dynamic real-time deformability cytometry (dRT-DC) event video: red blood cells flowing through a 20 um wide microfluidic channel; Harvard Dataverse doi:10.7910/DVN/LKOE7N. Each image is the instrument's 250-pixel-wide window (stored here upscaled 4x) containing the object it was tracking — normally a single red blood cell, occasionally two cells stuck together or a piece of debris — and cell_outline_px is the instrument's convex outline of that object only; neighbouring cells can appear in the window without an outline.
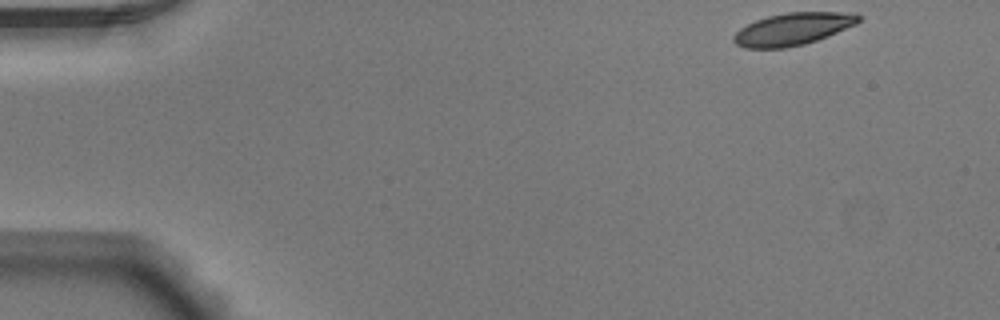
{"species": "Egyptian fruit bat (a non-hibernating species)", "species_latin": "Rousettus aegyptiacus", "temperature_condition": "warm", "stored_images_in_passage": 48, "camera_frame_rate_fps": 3000, "um_per_image_px": 0.085, "animal": {"sex": "male"}, "frame": {"image": 1, "passage_image": 1, "time_ms": 0.0, "image_size_px": [1000, 320], "cell_outline_px": [[864, 16], [856, 24], [828, 36], [804, 44], [788, 48], [744, 48], [736, 44], [732, 40], [732, 36], [740, 28], [756, 20], [768, 16], [788, 12], [840, 12]], "centroid_in_image_um": [67.37, 2.47], "position_along_channel_um": 17.6, "area_um2": 23.47}}
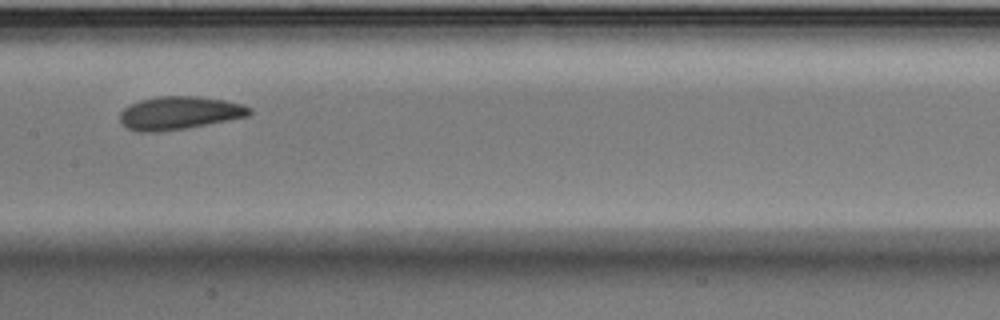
{"frame": {"image": 2, "passage_image": 23, "time_ms": 7.333, "image_size_px": [1000, 320], "cell_outline_px": [[252, 112], [248, 116], [228, 120], [184, 128], [156, 132], [136, 132], [120, 124], [120, 112], [128, 104], [140, 100], [156, 96], [200, 96], [224, 100], [244, 104], [252, 108]], "centroid_in_image_um": [15.22, 9.59], "position_along_channel_um": 192.2, "area_um2": 25.14}}
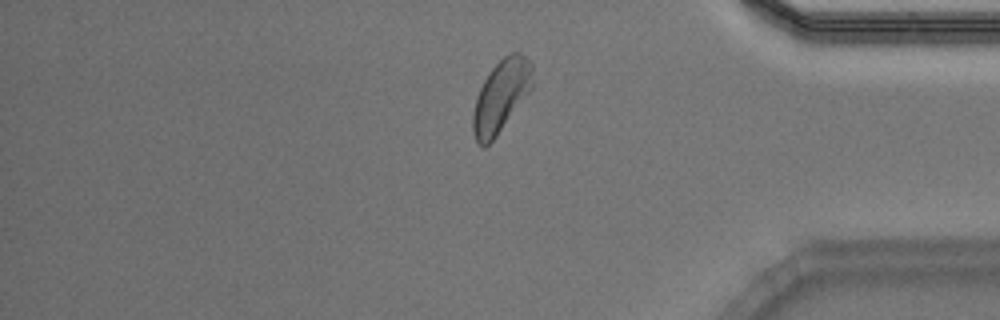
{"frame": {"image": 3, "passage_image": 40, "time_ms": 13.0, "image_size_px": [1000, 320], "cell_outline_px": [[532, 88], [496, 136], [484, 148], [476, 144], [472, 132], [472, 112], [480, 88], [484, 80], [492, 68], [504, 56], [512, 52], [520, 52], [532, 64]], "centroid_in_image_um": [42.56, 8.19], "position_along_channel_um": 392.6, "area_um2": 24.85}, "authors_computed_cell_mechanics": {"area_um2": 24.6517, "velocity_mm_per_s": 3.8943, "shape_relaxation_time_tau1_ms": 4.2195, "shape_relaxation_time_tau2_ms": 2.2639, "deformation_change_tau1": 0.1218, "deformation_change_tau2": 0.0833}}